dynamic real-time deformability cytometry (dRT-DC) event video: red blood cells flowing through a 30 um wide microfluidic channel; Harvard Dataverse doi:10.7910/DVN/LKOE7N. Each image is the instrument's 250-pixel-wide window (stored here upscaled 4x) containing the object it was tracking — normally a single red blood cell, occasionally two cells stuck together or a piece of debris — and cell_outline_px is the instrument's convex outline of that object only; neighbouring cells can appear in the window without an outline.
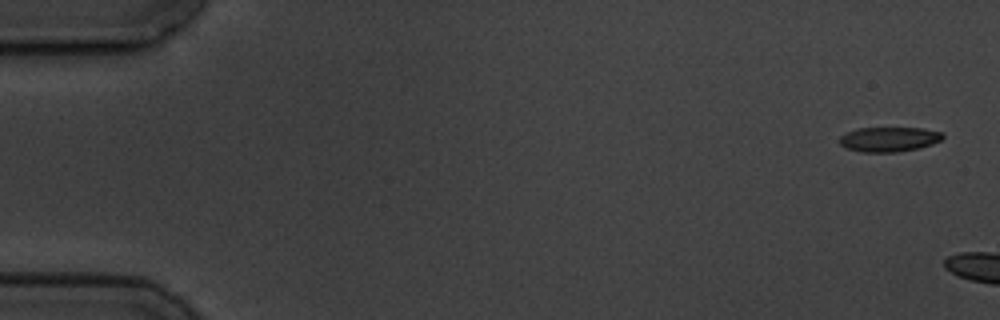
{"species": "common noctule bat (a hibernating species)", "species_latin": "Nyctalus noctula", "temperature_condition": "cold", "stored_images_in_passage": 2, "camera_frame_rate_fps": 3000, "um_per_image_px": 0.085, "animal": {"sex": "male", "body_mass_g": 19.5, "forearm_length_mm": 54.6}, "frame": {"image": 1, "passage_image": 1, "time_ms": 0.0, "image_size_px": [1000, 320], "cell_outline_px": [[944, 136], [940, 140], [932, 144], [920, 148], [896, 152], [860, 152], [848, 148], [840, 144], [836, 140], [840, 136], [856, 128], [924, 128], [944, 132]], "centroid_in_image_um": [75.57, 11.83], "position_along_channel_um": 9.4, "area_um2": 15.03}}